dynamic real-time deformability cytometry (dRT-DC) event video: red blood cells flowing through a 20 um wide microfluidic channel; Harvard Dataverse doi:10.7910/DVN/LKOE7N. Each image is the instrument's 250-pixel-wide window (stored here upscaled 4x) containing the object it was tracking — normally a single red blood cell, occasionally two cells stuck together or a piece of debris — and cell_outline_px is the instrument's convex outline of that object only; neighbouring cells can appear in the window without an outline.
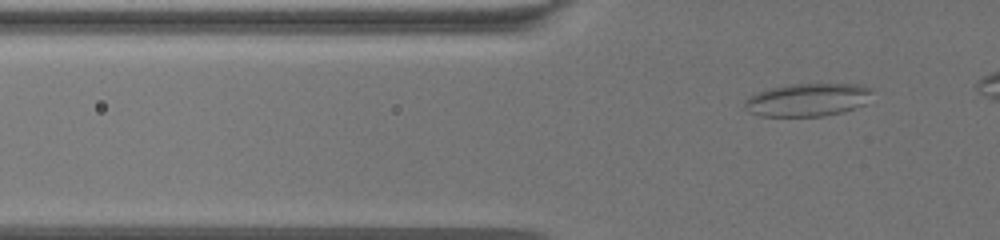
{"species": "common noctule bat (a hibernating species)", "species_latin": "Nyctalus noctula", "temperature_condition": "warm", "stored_images_in_passage": 48, "camera_frame_rate_fps": 3000, "um_per_image_px": 0.085, "animal": {"sex": "female", "body_mass_g": 19.5, "forearm_length_mm": 54.1}, "frame": {"image": 1, "passage_image": 8, "time_ms": 2.333, "image_size_px": [1000, 240], "cell_outline_px": [[872, 92], [864, 104], [840, 112], [824, 116], [760, 116], [748, 112], [744, 108], [744, 100], [756, 92], [768, 88], [792, 84], [860, 84], [872, 88]], "centroid_in_image_um": [68.59, 8.48], "position_along_channel_um": 57.2, "area_um2": 24.51}}
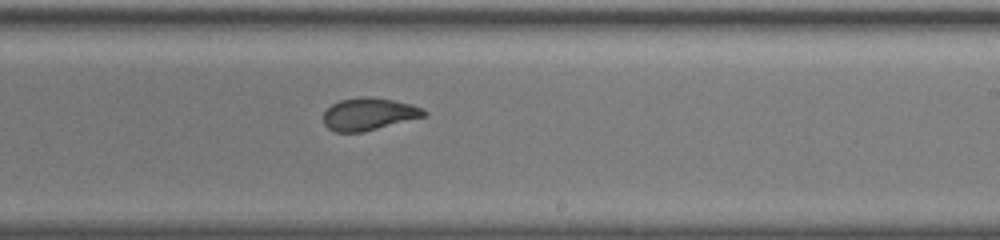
{"frame": {"image": 2, "passage_image": 30, "time_ms": 9.667, "image_size_px": [1000, 240], "cell_outline_px": [[428, 116], [364, 132], [336, 132], [328, 128], [324, 124], [324, 112], [332, 104], [340, 100], [360, 96], [368, 96], [392, 100], [412, 104], [428, 112]], "centroid_in_image_um": [31.37, 9.7], "position_along_channel_um": 257.6, "area_um2": 19.13}}
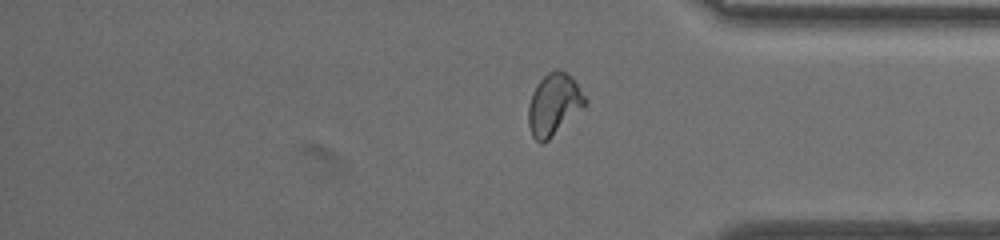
{"frame": {"image": 3, "passage_image": 44, "time_ms": 14.333, "image_size_px": [1000, 240], "cell_outline_px": [[588, 100], [544, 144], [540, 144], [532, 136], [528, 124], [528, 108], [532, 92], [536, 84], [548, 72], [556, 68], [560, 68], [572, 76]], "centroid_in_image_um": [47.04, 8.84], "position_along_channel_um": 388.2, "area_um2": 20.17}}